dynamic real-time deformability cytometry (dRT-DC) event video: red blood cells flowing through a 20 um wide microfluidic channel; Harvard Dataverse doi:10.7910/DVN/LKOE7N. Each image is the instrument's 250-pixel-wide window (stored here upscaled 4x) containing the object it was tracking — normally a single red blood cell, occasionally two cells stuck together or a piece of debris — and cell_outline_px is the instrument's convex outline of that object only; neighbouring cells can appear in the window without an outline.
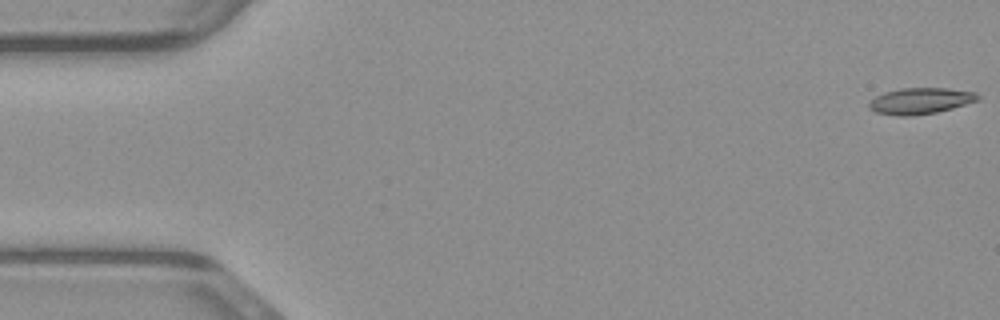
{"species": "common noctule bat (a hibernating species)", "species_latin": "Nyctalus noctula", "temperature_condition": "warm", "stored_images_in_passage": 49, "camera_frame_rate_fps": 3000, "um_per_image_px": 0.085, "animal": {"sex": "male", "body_mass_g": 23.1, "forearm_length_mm": 52.7}, "frame": {"image": 1, "passage_image": 1, "time_ms": 0.0, "image_size_px": [1000, 320], "cell_outline_px": [[980, 100], [952, 108], [936, 112], [912, 116], [900, 116], [876, 112], [868, 108], [868, 104], [876, 96], [884, 92], [900, 88], [948, 88], [976, 92], [980, 96]], "centroid_in_image_um": [78.25, 8.57], "position_along_channel_um": 6.7, "area_um2": 16.65}}
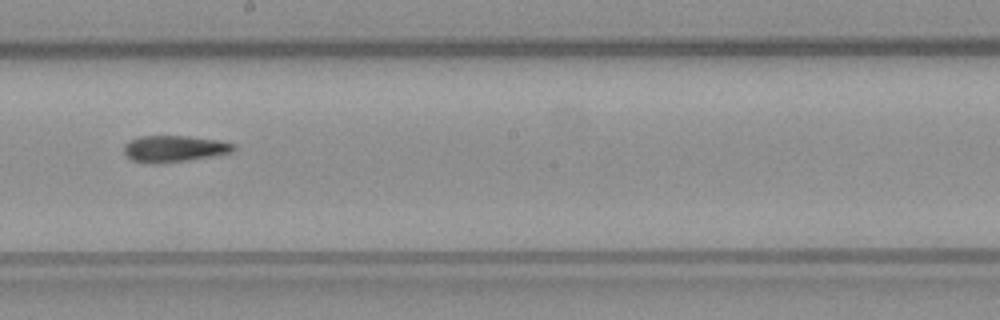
{"frame": {"image": 2, "passage_image": 27, "time_ms": 8.667, "image_size_px": [1000, 320], "cell_outline_px": [[236, 148], [232, 152], [212, 156], [188, 160], [156, 164], [132, 160], [124, 152], [124, 144], [128, 140], [140, 136], [188, 136], [216, 140], [236, 144]], "centroid_in_image_um": [14.8, 12.63], "position_along_channel_um": 233.4, "area_um2": 16.88}}
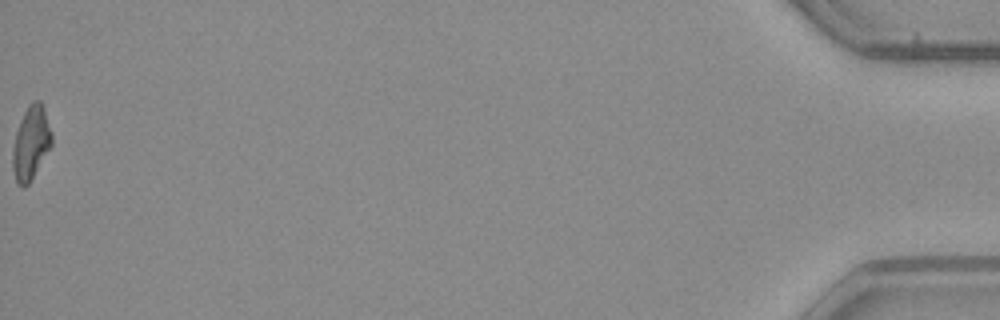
{"frame": {"image": 3, "passage_image": 49, "time_ms": 16.0, "image_size_px": [1000, 320], "cell_outline_px": [[52, 144], [28, 184], [16, 184], [12, 168], [12, 148], [16, 132], [20, 120], [28, 104], [32, 100], [40, 100], [44, 108], [52, 132]], "centroid_in_image_um": [2.62, 12.1], "position_along_channel_um": 432.6, "area_um2": 16.65}}